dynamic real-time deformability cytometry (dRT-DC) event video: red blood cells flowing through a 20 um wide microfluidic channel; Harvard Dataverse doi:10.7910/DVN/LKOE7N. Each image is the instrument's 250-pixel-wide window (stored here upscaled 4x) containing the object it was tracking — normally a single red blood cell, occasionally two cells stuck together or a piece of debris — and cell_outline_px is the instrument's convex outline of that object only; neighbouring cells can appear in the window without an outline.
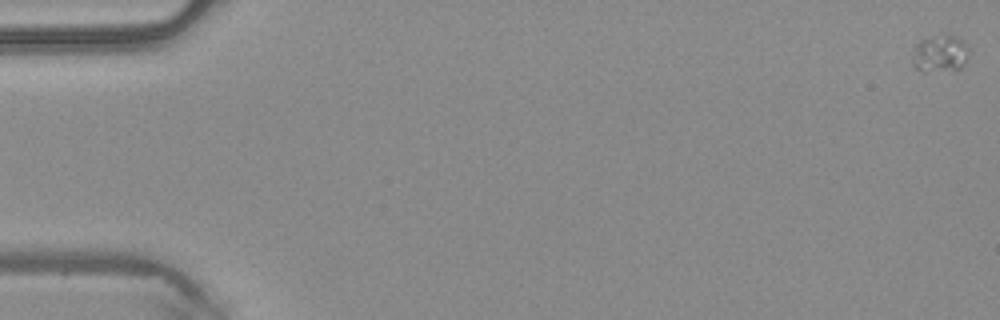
{"species": "common noctule bat (a hibernating species)", "species_latin": "Nyctalus noctula", "temperature_condition": "warm", "stored_images_in_passage": 52, "camera_frame_rate_fps": 3000, "um_per_image_px": 0.085, "animal": {"sex": "male", "body_mass_g": 20.4}, "frame": {"image": 1, "passage_image": 1, "time_ms": 0.0, "image_size_px": [1000, 320], "cell_outline_px": [[968, 52], [964, 64], [960, 68], [924, 72], [916, 68], [912, 64], [912, 60], [916, 44], [920, 40], [944, 36], [956, 36], [968, 48]], "centroid_in_image_um": [79.87, 4.59], "position_along_channel_um": 5.1, "area_um2": 11.68}}
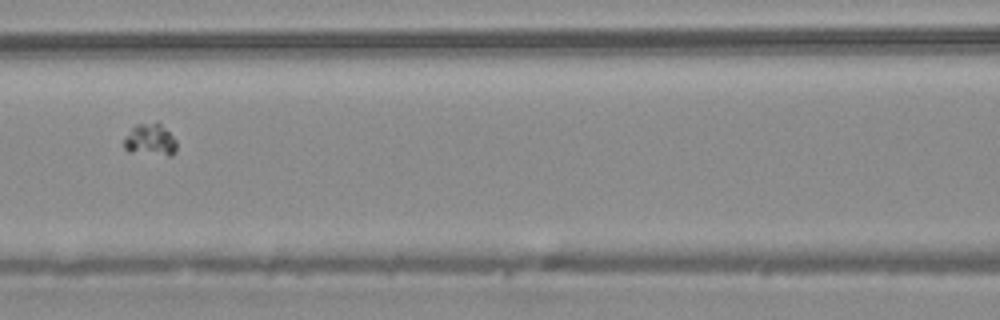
{"frame": {"image": 2, "passage_image": 24, "time_ms": 7.667, "image_size_px": [1000, 320], "cell_outline_px": [[176, 152], [172, 156], [168, 156], [128, 152], [124, 148], [124, 140], [132, 128], [136, 124], [156, 120], [176, 140]], "centroid_in_image_um": [12.78, 11.89], "position_along_channel_um": 153.8, "area_um2": 10.0}}
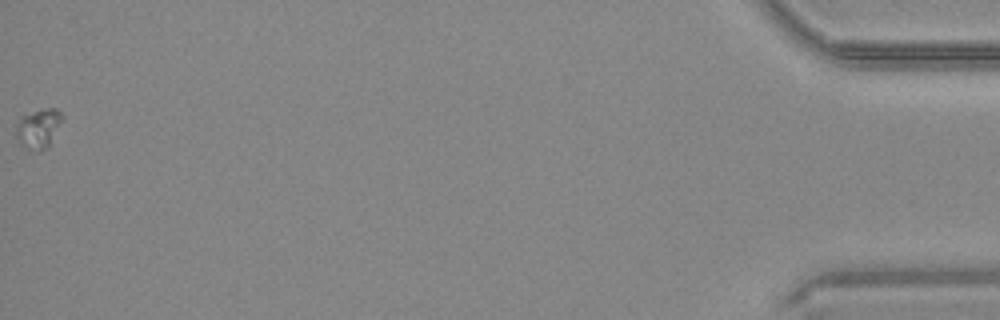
{"frame": {"image": 3, "passage_image": 52, "time_ms": 17.0, "image_size_px": [1000, 320], "cell_outline_px": [[64, 116], [48, 148], [40, 152], [36, 152], [28, 148], [16, 136], [16, 128], [20, 116], [48, 108], [56, 108]], "centroid_in_image_um": [3.3, 10.92], "position_along_channel_um": 431.9, "area_um2": 10.4}}